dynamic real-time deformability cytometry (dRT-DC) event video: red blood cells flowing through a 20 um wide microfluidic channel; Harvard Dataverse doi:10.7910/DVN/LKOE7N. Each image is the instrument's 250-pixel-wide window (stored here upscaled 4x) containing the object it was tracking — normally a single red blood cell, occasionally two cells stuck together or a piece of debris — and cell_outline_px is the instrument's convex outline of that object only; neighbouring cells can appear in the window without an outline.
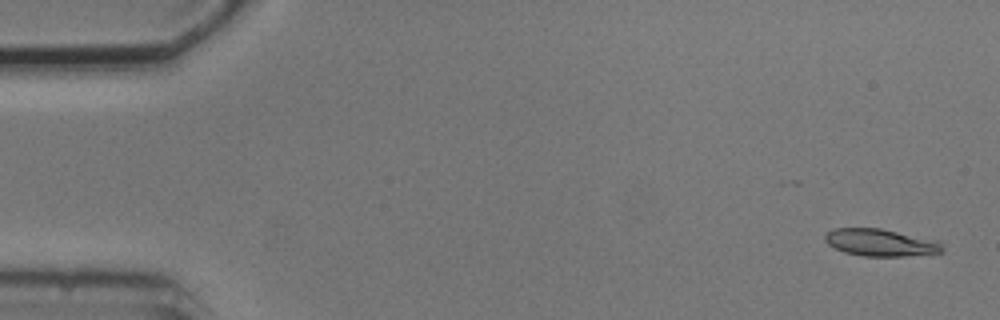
{"species": "common noctule bat (a hibernating species)", "species_latin": "Nyctalus noctula", "temperature_condition": "cold", "stored_images_in_passage": 5, "camera_frame_rate_fps": 3000, "um_per_image_px": 0.085, "animal": {"sex": "male", "body_mass_g": 20.5, "forearm_length_mm": 52.5}, "frame": {"image": 1, "passage_image": 1, "time_ms": 0.0, "image_size_px": [1000, 320], "cell_outline_px": [[944, 252], [904, 256], [864, 256], [844, 252], [828, 244], [824, 240], [824, 236], [832, 228], [880, 228], [940, 240], [944, 248]], "centroid_in_image_um": [74.89, 20.61], "position_along_channel_um": 10.1, "area_um2": 18.79}}
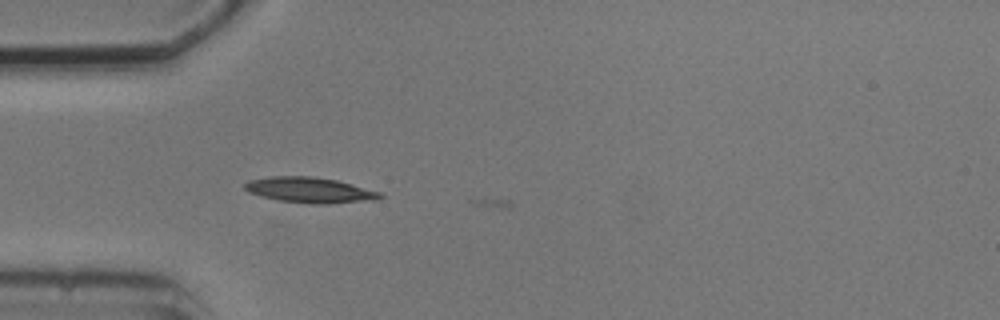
{"frame": {"image": 2, "passage_image": 5, "time_ms": 4.667, "image_size_px": [1000, 320], "cell_outline_px": [[384, 196], [376, 200], [328, 204], [312, 204], [280, 200], [248, 192], [244, 188], [244, 184], [248, 180], [272, 176], [312, 176], [336, 180], [352, 184], [380, 192]], "centroid_in_image_um": [26.36, 16.15], "position_along_channel_um": 58.6, "area_um2": 20.06}}